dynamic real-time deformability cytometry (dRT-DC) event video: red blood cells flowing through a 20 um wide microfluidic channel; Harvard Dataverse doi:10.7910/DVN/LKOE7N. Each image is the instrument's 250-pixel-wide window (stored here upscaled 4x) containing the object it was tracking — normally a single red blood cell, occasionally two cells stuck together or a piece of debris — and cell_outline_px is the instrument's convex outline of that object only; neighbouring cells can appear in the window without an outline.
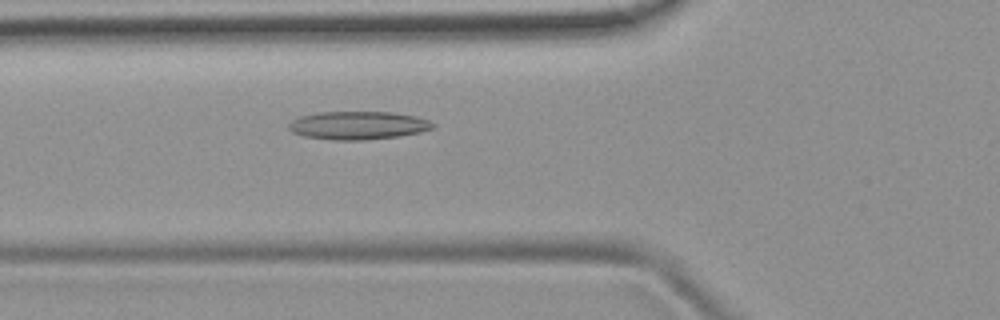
{"species": "common noctule bat (a hibernating species)", "species_latin": "Nyctalus noctula", "temperature_condition": "room temperature", "stored_images_in_passage": 36, "camera_frame_rate_fps": 3000, "um_per_image_px": 0.085, "animal": {"sex": "female", "body_mass_g": 19.9}, "frame": {"image": 1, "passage_image": 3, "time_ms": 0.667, "image_size_px": [1000, 320], "cell_outline_px": [[436, 124], [432, 128], [420, 132], [396, 136], [364, 140], [332, 140], [304, 136], [292, 132], [288, 128], [288, 124], [292, 120], [300, 116], [320, 112], [392, 112], [412, 116], [428, 120]], "centroid_in_image_um": [30.39, 10.66], "position_along_channel_um": 95.4, "area_um2": 23.47}}
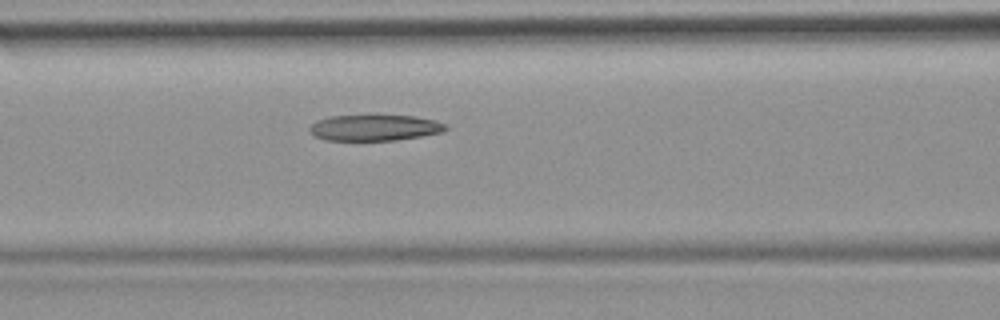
{"frame": {"image": 2, "passage_image": 6, "time_ms": 1.667, "image_size_px": [1000, 320], "cell_outline_px": [[448, 128], [440, 132], [420, 136], [396, 140], [328, 140], [316, 136], [308, 128], [316, 120], [328, 116], [416, 116], [436, 120], [448, 124]], "centroid_in_image_um": [31.87, 10.85], "position_along_channel_um": 134.7, "area_um2": 20.4}}
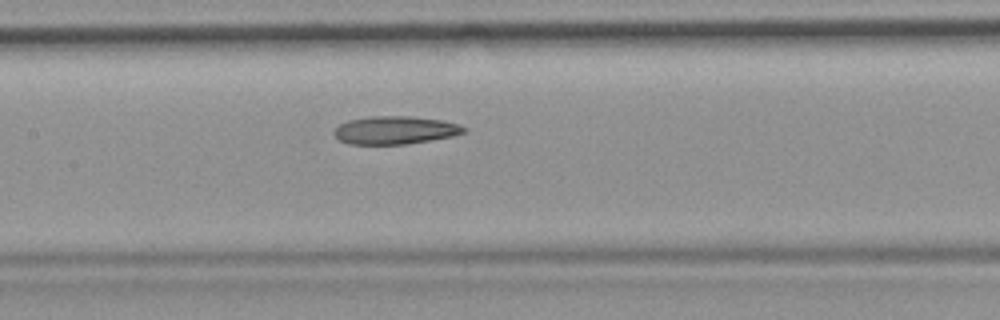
{"frame": {"image": 3, "passage_image": 9, "time_ms": 2.667, "image_size_px": [1000, 320], "cell_outline_px": [[468, 128], [464, 132], [452, 136], [404, 144], [348, 144], [340, 140], [332, 132], [340, 124], [348, 120], [368, 116], [412, 116], [440, 120], [460, 124]], "centroid_in_image_um": [33.57, 11.05], "position_along_channel_um": 173.8, "area_um2": 21.1}, "authors_computed_cell_mechanics": {"area_um2": 21.5594, "velocity_mm_per_s": 3.9168, "shape_relaxation_time_tau1_ms": 9.6296, "shape_relaxation_time_tau2_ms": 4.5553, "deformation_change_tau1": 0.2307, "deformation_change_tau2": 0.1363}}